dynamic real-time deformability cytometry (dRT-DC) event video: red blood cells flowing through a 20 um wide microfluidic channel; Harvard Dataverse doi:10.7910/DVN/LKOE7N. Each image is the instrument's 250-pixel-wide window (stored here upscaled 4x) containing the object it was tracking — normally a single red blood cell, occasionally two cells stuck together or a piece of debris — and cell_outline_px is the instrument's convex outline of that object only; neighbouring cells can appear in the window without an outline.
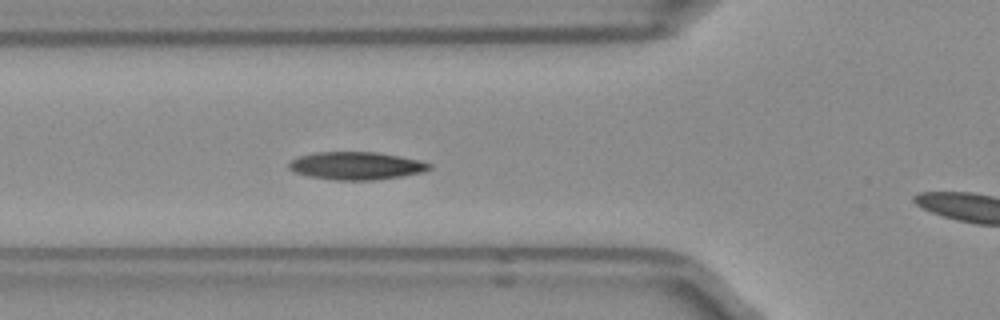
{"species": "Egyptian fruit bat (a non-hibernating species)", "species_latin": "Rousettus aegyptiacus", "temperature_condition": "room temperature", "stored_images_in_passage": 29, "camera_frame_rate_fps": 3000, "um_per_image_px": 0.085, "frame": {"image": 1, "passage_image": 5, "time_ms": 1.333, "image_size_px": [1000, 320], "cell_outline_px": [[432, 168], [424, 172], [400, 176], [372, 180], [336, 180], [308, 176], [296, 172], [288, 168], [288, 160], [296, 156], [316, 152], [376, 152], [400, 156], [420, 160], [432, 164]], "centroid_in_image_um": [30.26, 14.08], "position_along_channel_um": 95.5, "area_um2": 22.89}}